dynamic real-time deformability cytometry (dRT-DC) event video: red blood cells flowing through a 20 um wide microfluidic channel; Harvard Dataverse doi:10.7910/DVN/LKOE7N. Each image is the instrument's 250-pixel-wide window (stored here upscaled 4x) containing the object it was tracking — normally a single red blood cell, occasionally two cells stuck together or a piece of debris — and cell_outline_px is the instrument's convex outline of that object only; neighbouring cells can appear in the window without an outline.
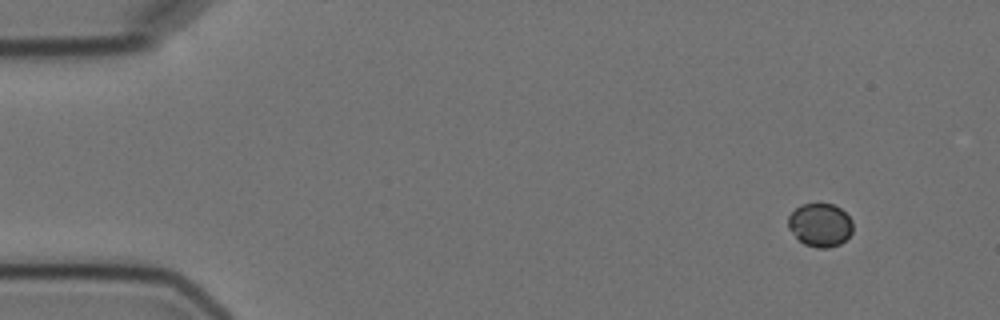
{"species": "Egyptian fruit bat (a non-hibernating species)", "species_latin": "Rousettus aegyptiacus", "temperature_condition": "cold", "stored_images_in_passage": 5, "camera_frame_rate_fps": 3000, "um_per_image_px": 0.085, "animal": {"sex": "female"}, "frame": {"image": 1, "passage_image": 1, "time_ms": 0.0, "image_size_px": [1000, 320], "cell_outline_px": [[852, 232], [840, 244], [828, 248], [816, 248], [804, 244], [788, 228], [788, 216], [800, 204], [820, 200], [832, 204], [840, 208], [852, 220]], "centroid_in_image_um": [69.7, 19.07], "position_along_channel_um": 15.3, "area_um2": 16.7}}
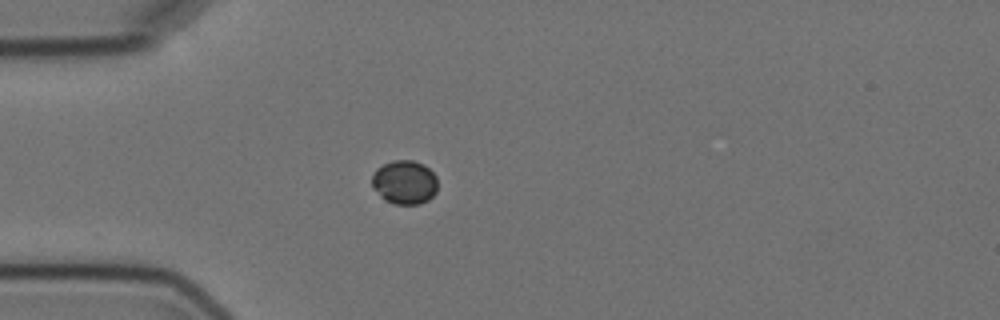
{"frame": {"image": 2, "passage_image": 4, "time_ms": 3.667, "image_size_px": [1000, 320], "cell_outline_px": [[436, 192], [428, 200], [420, 204], [392, 204], [384, 200], [372, 188], [372, 176], [376, 168], [392, 160], [412, 160], [424, 164], [436, 176]], "centroid_in_image_um": [34.36, 15.5], "position_along_channel_um": 50.6, "area_um2": 16.94}}